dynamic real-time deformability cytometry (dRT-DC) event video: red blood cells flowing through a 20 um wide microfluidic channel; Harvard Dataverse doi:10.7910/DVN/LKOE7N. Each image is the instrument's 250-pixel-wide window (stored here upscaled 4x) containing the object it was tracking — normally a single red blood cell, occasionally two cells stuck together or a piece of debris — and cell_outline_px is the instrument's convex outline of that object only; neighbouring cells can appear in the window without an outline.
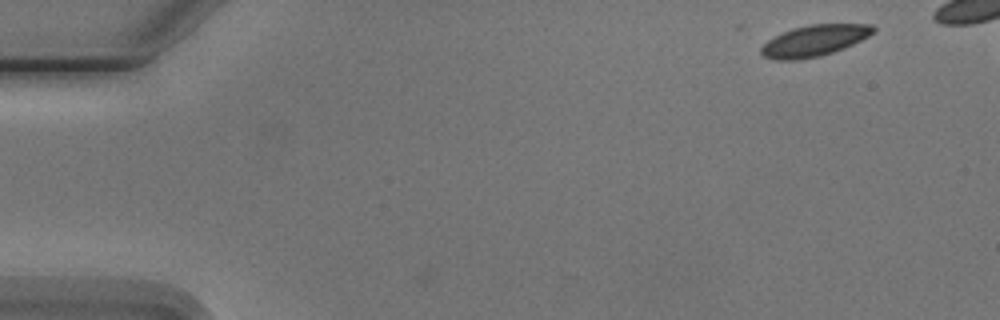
{"species": "Egyptian fruit bat (a non-hibernating species)", "species_latin": "Rousettus aegyptiacus", "temperature_condition": "cold", "stored_images_in_passage": 8, "segment_of_instrument_passage": [1, 2], "camera_frame_rate_fps": 3000, "um_per_image_px": 0.085, "animal": {"sex": "male"}, "frame": {"image": 1, "passage_image": 1, "time_ms": 0.0, "image_size_px": [1000, 320], "cell_outline_px": [[876, 32], [844, 48], [820, 56], [800, 60], [776, 60], [764, 56], [760, 52], [760, 48], [768, 40], [792, 28], [808, 24], [872, 24], [876, 28]], "centroid_in_image_um": [69.23, 3.45], "position_along_channel_um": 15.8, "area_um2": 20.35}}
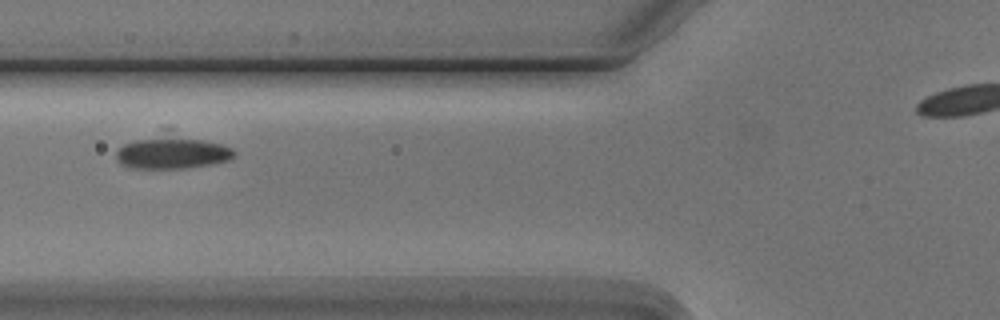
{"frame": {"image": 2, "passage_image": 6, "time_ms": 5.667, "image_size_px": [1000, 320], "cell_outline_px": [[236, 156], [228, 160], [212, 164], [184, 168], [128, 168], [120, 164], [116, 160], [116, 152], [124, 144], [136, 140], [204, 140], [224, 144], [232, 148], [236, 152]], "centroid_in_image_um": [14.67, 13.07], "position_along_channel_um": 111.1, "area_um2": 20.75}}
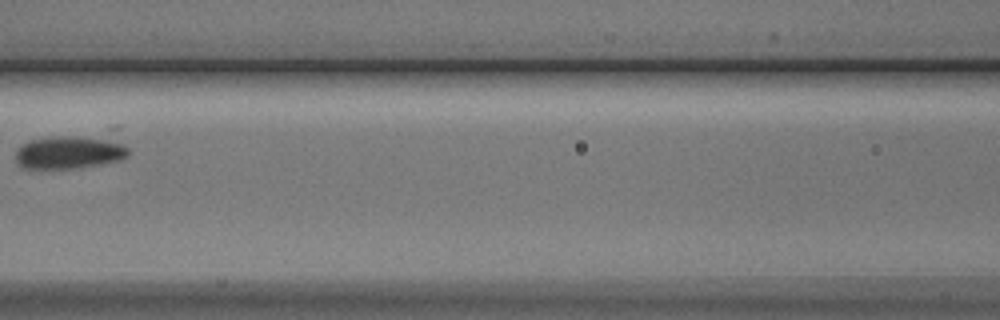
{"frame": {"image": 3, "passage_image": 7, "time_ms": 7.0, "image_size_px": [1000, 320], "cell_outline_px": [[128, 156], [120, 160], [100, 164], [72, 168], [24, 168], [16, 160], [16, 148], [20, 144], [28, 140], [48, 136], [116, 124], [120, 124], [128, 148]], "centroid_in_image_um": [6.32, 12.65], "position_along_channel_um": 160.3, "area_um2": 26.18}}